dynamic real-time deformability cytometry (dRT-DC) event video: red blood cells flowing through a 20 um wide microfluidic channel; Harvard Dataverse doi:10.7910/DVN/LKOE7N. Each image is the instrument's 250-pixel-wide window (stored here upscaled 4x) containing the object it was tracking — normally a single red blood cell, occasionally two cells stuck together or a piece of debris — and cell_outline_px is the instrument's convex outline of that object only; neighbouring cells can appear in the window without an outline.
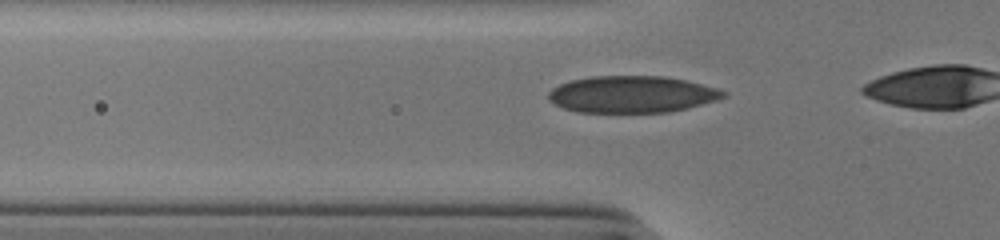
{"species": "human", "species_latin": "Homo sapiens", "temperature_condition": "cold", "stored_images_in_passage": 10, "camera_frame_rate_fps": 3000, "um_per_image_px": 0.085, "donor": {"sex": "male"}, "frame": {"image": 1, "passage_image": 4, "time_ms": 1.0, "image_size_px": [1000, 240], "cell_outline_px": [[728, 96], [716, 100], [668, 112], [580, 112], [564, 108], [548, 100], [548, 92], [552, 88], [560, 84], [572, 80], [592, 76], [664, 76], [684, 80], [716, 88], [728, 92]], "centroid_in_image_um": [53.7, 8.01], "position_along_channel_um": 72.1, "area_um2": 37.22}}
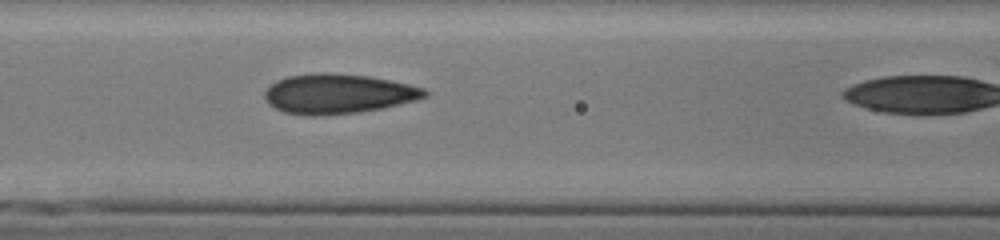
{"frame": {"image": 2, "passage_image": 9, "time_ms": 2.667, "image_size_px": [1000, 240], "cell_outline_px": [[428, 96], [416, 100], [380, 108], [360, 112], [284, 112], [268, 104], [264, 100], [264, 92], [276, 80], [288, 76], [320, 72], [324, 72], [368, 76], [408, 84], [424, 88], [428, 92]], "centroid_in_image_um": [28.76, 7.92], "position_along_channel_um": 137.8, "area_um2": 35.78}}